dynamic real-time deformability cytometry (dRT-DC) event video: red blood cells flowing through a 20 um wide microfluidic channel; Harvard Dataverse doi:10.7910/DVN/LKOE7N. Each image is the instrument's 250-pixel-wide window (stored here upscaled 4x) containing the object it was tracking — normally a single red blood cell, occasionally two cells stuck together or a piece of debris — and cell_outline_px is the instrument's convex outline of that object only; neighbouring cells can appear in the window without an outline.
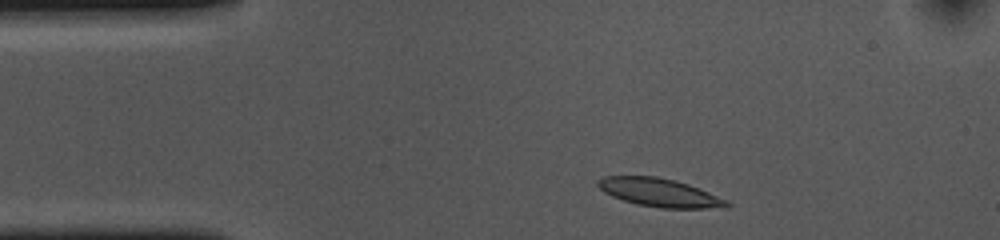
{"species": "common noctule bat (a hibernating species)", "species_latin": "Nyctalus noctula", "temperature_condition": "cold", "stored_images_in_passage": 38, "camera_frame_rate_fps": 3000, "um_per_image_px": 0.085, "animal": {"sex": "female", "body_mass_g": 10.0, "forearm_length_mm": 53.1}, "frame": {"image": 1, "passage_image": 3, "time_ms": 0.667, "image_size_px": [1000, 240], "cell_outline_px": [[732, 204], [728, 208], [660, 208], [636, 204], [612, 196], [604, 192], [596, 184], [596, 180], [604, 176], [656, 176], [676, 180], [688, 184], [728, 200]], "centroid_in_image_um": [56.08, 16.37], "position_along_channel_um": 28.9, "area_um2": 21.39}}
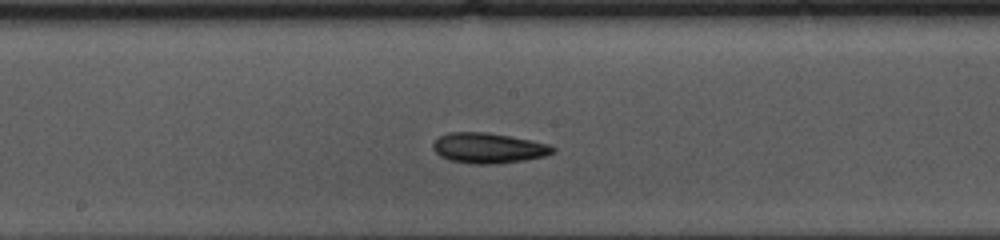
{"frame": {"image": 2, "passage_image": 21, "time_ms": 6.667, "image_size_px": [1000, 240], "cell_outline_px": [[556, 152], [544, 156], [524, 160], [492, 164], [472, 164], [448, 160], [440, 156], [432, 148], [432, 144], [440, 136], [448, 132], [488, 132], [532, 140], [552, 144], [556, 148]], "centroid_in_image_um": [41.54, 12.58], "position_along_channel_um": 206.7, "area_um2": 21.39}}
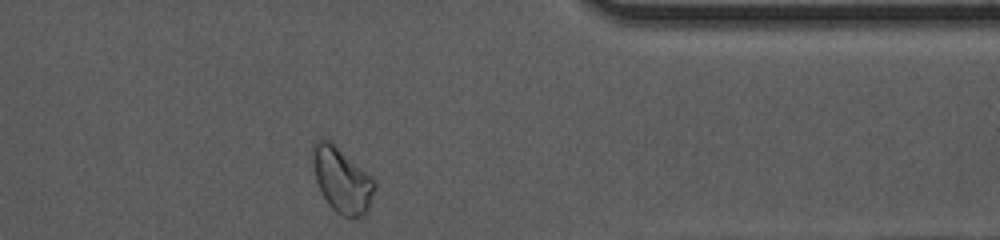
{"frame": {"image": 3, "passage_image": 37, "time_ms": 12.0, "image_size_px": [1000, 240], "cell_outline_px": [[376, 188], [368, 208], [364, 216], [344, 216], [336, 212], [328, 204], [320, 192], [316, 180], [312, 164], [312, 144], [320, 136], [324, 136], [332, 140], [372, 176], [376, 180]], "centroid_in_image_um": [29.04, 15.21], "position_along_channel_um": 382.4, "area_um2": 24.16}, "authors_computed_cell_mechanics": {"area_um2": 20.6635, "velocity_mm_per_s": 3.6225, "shape_relaxation_time_tau1_ms": 4.3364, "shape_relaxation_time_tau2_ms": 2.181, "deformation_change_tau1": 0.1246, "deformation_change_tau2": 0.0805}}